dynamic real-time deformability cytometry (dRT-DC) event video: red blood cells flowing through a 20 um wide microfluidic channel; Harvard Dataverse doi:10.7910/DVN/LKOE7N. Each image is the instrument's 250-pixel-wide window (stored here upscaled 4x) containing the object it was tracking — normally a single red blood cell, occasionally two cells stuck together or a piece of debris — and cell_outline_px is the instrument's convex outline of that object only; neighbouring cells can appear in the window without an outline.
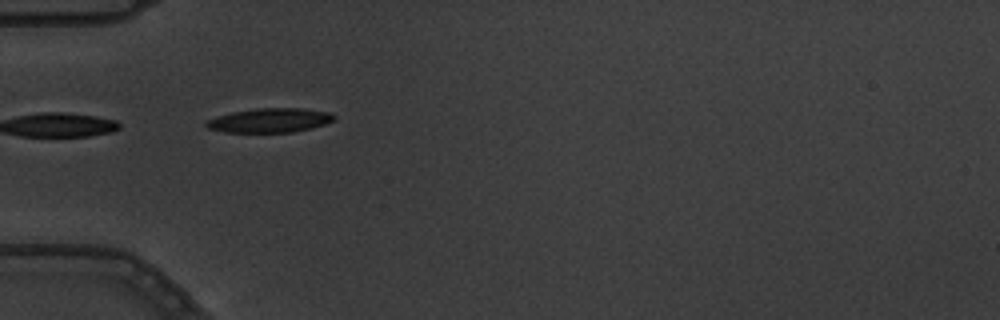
{"species": "common noctule bat (a hibernating species)", "species_latin": "Nyctalus noctula", "temperature_condition": "warm", "stored_images_in_passage": 8, "camera_frame_rate_fps": 3000, "um_per_image_px": 0.085, "animal": {"sex": "male", "body_mass_g": 19.5, "forearm_length_mm": 54.6}, "frame": {"image": 1, "passage_image": 7, "time_ms": 2.0, "image_size_px": [1000, 320], "cell_outline_px": [[336, 120], [312, 128], [292, 132], [224, 132], [208, 128], [204, 124], [204, 120], [216, 116], [232, 112], [256, 108], [304, 108], [328, 112], [336, 116]], "centroid_in_image_um": [22.92, 10.22], "position_along_channel_um": 62.1, "area_um2": 18.21}}